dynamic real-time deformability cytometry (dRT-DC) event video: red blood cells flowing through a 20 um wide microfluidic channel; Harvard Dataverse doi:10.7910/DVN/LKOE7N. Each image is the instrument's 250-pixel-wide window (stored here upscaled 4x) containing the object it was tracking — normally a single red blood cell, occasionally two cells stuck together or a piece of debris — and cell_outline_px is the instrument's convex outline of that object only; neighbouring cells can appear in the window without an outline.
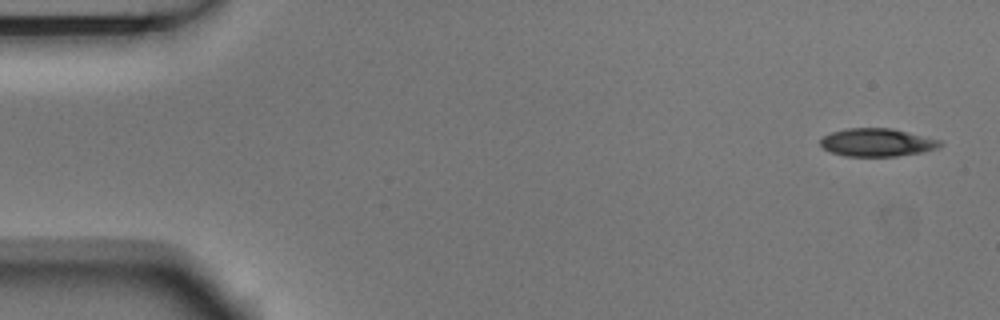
{"species": "Egyptian fruit bat (a non-hibernating species)", "species_latin": "Rousettus aegyptiacus", "temperature_condition": "room temperature", "stored_images_in_passage": 6, "camera_frame_rate_fps": 3000, "um_per_image_px": 0.085, "animal": {"sex": "male"}, "frame": {"image": 1, "passage_image": 1, "time_ms": 0.0, "image_size_px": [1000, 320], "cell_outline_px": [[940, 144], [936, 148], [920, 152], [896, 156], [844, 156], [832, 152], [824, 148], [820, 144], [820, 140], [824, 136], [832, 132], [848, 128], [892, 128], [940, 140]], "centroid_in_image_um": [74.51, 12.1], "position_along_channel_um": 10.5, "area_um2": 19.19}}
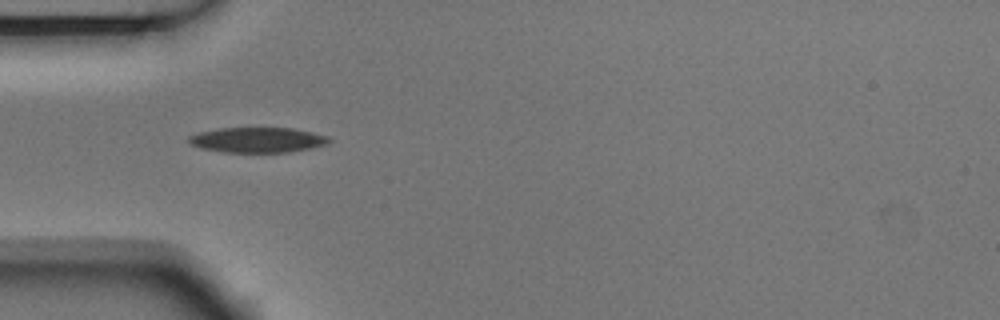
{"frame": {"image": 2, "passage_image": 5, "time_ms": 1.333, "image_size_px": [1000, 320], "cell_outline_px": [[332, 140], [328, 144], [288, 152], [224, 152], [200, 148], [192, 144], [188, 140], [188, 136], [200, 132], [220, 128], [292, 128], [312, 132], [328, 136]], "centroid_in_image_um": [21.9, 11.89], "position_along_channel_um": 63.1, "area_um2": 20.46}}
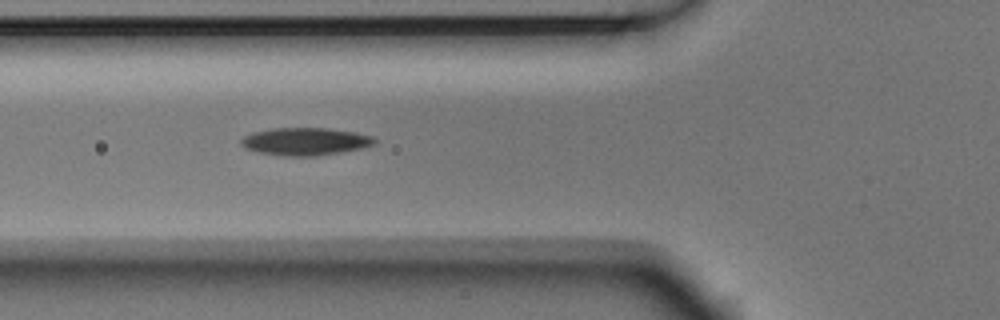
{"frame": {"image": 3, "passage_image": 6, "time_ms": 1.667, "image_size_px": [1000, 320], "cell_outline_px": [[376, 144], [360, 148], [340, 152], [316, 156], [288, 156], [260, 152], [244, 148], [240, 144], [240, 140], [244, 136], [252, 132], [272, 128], [328, 128], [356, 132], [372, 136], [376, 140]], "centroid_in_image_um": [25.94, 12.01], "position_along_channel_um": 99.9, "area_um2": 21.44}}